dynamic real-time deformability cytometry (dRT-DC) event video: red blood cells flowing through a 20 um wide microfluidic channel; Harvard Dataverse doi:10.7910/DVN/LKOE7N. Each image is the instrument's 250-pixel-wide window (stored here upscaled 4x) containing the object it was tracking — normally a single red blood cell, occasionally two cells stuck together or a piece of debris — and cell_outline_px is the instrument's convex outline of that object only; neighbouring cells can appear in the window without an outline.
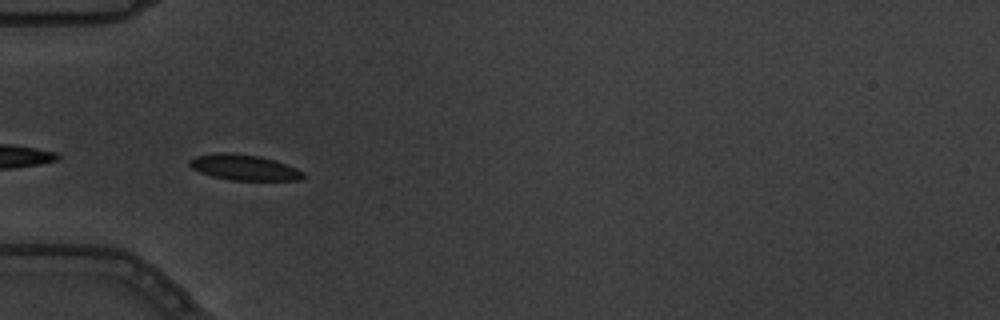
{"species": "common noctule bat (a hibernating species)", "species_latin": "Nyctalus noctula", "temperature_condition": "warm", "stored_images_in_passage": 6, "camera_frame_rate_fps": 3000, "um_per_image_px": 0.085, "animal": {"sex": "male", "body_mass_g": 19.5, "forearm_length_mm": 54.6}, "frame": {"image": 1, "passage_image": 5, "time_ms": 1.333, "image_size_px": [1000, 320], "cell_outline_px": [[304, 176], [300, 180], [232, 180], [212, 176], [200, 172], [192, 168], [188, 164], [188, 160], [196, 156], [216, 152], [232, 152], [260, 156], [276, 160], [296, 168], [304, 172]], "centroid_in_image_um": [20.73, 14.21], "position_along_channel_um": 64.3, "area_um2": 17.11}}